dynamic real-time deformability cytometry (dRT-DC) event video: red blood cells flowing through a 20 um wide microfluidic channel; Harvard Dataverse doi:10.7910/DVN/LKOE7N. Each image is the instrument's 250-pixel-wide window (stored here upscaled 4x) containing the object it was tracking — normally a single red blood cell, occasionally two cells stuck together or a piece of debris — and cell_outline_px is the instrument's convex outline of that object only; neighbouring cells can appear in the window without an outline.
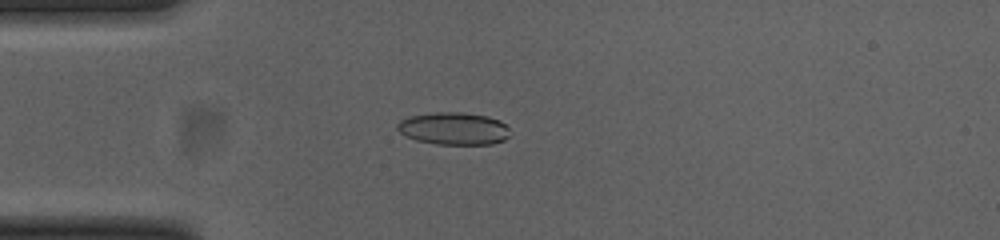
{"species": "common noctule bat (a hibernating species)", "species_latin": "Nyctalus noctula", "temperature_condition": "cold", "stored_images_in_passage": 53, "camera_frame_rate_fps": 3000, "um_per_image_px": 0.085, "animal": {"sex": "female", "body_mass_g": 23.0, "forearm_length_mm": 53.4}, "frame": {"image": 1, "passage_image": 14, "time_ms": 4.333, "image_size_px": [1000, 240], "cell_outline_px": [[508, 136], [504, 140], [492, 144], [436, 144], [416, 140], [400, 132], [396, 128], [396, 124], [400, 120], [408, 116], [436, 112], [464, 112], [488, 116], [500, 120], [508, 128]], "centroid_in_image_um": [38.55, 10.91], "position_along_channel_um": 46.4, "area_um2": 21.33}}
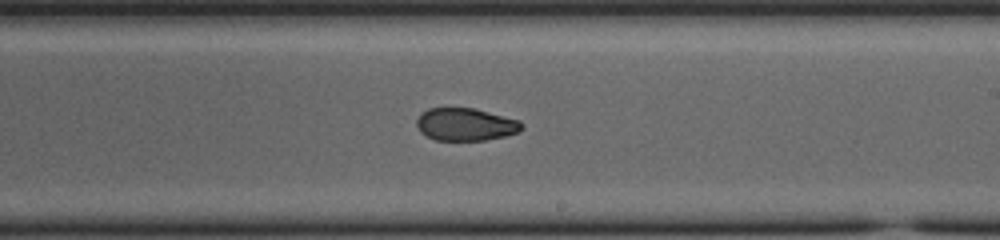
{"frame": {"image": 2, "passage_image": 31, "time_ms": 10.0, "image_size_px": [1000, 240], "cell_outline_px": [[524, 128], [520, 132], [504, 136], [484, 140], [436, 140], [420, 132], [416, 124], [416, 120], [420, 112], [428, 108], [476, 108], [520, 120], [524, 124]], "centroid_in_image_um": [39.59, 10.56], "position_along_channel_um": 249.4, "area_um2": 20.23}}
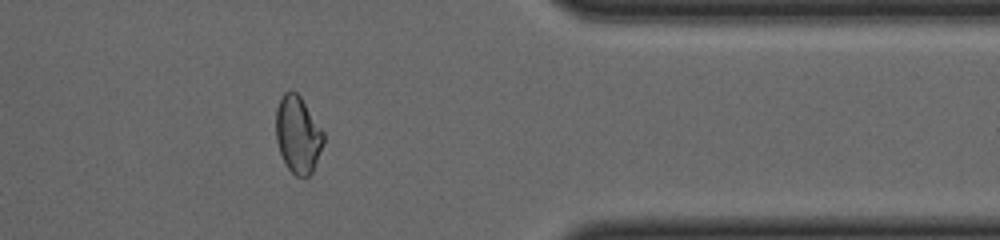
{"frame": {"image": 3, "passage_image": 43, "time_ms": 14.0, "image_size_px": [1000, 240], "cell_outline_px": [[324, 140], [312, 172], [308, 176], [296, 176], [288, 168], [280, 152], [276, 140], [276, 108], [284, 92], [296, 92], [300, 96], [324, 132]], "centroid_in_image_um": [25.31, 11.43], "position_along_channel_um": 386.1, "area_um2": 20.98}, "authors_computed_cell_mechanics": {"area_um2": 21.2126, "velocity_mm_per_s": 3.8542, "shape_relaxation_time_tau1_ms": null, "shape_relaxation_time_tau2_ms": 1.661, "deformation_change_tau1": null, "deformation_change_tau2": 0.0575}}